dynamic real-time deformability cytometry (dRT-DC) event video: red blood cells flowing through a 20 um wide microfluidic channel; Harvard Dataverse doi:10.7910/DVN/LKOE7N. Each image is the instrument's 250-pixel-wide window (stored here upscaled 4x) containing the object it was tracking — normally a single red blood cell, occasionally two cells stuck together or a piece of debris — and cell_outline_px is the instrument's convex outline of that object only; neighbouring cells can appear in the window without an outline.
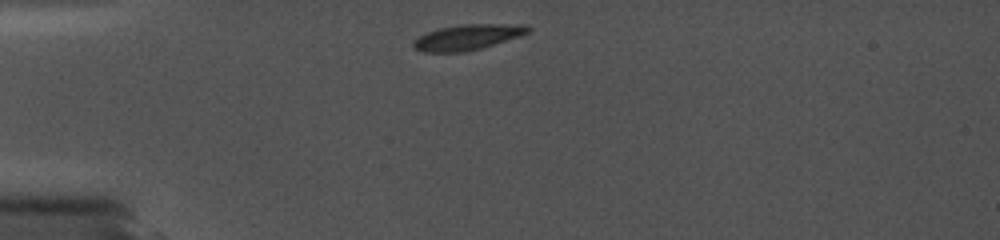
{"species": "common noctule bat (a hibernating species)", "species_latin": "Nyctalus noctula", "temperature_condition": "cold", "stored_images_in_passage": 6, "camera_frame_rate_fps": 5000, "um_per_image_px": 0.085, "animal": {"sex": "female", "body_mass_g": 19.0, "forearm_length_mm": 56.7}, "frame": {"image": 1, "passage_image": 1, "time_ms": 0.0, "image_size_px": [1000, 240], "cell_outline_px": [[532, 32], [480, 48], [464, 52], [424, 52], [416, 48], [412, 44], [420, 36], [428, 32], [440, 28], [460, 24], [528, 24], [532, 28]], "centroid_in_image_um": [39.82, 3.14], "position_along_channel_um": 45.2, "area_um2": 16.88}}